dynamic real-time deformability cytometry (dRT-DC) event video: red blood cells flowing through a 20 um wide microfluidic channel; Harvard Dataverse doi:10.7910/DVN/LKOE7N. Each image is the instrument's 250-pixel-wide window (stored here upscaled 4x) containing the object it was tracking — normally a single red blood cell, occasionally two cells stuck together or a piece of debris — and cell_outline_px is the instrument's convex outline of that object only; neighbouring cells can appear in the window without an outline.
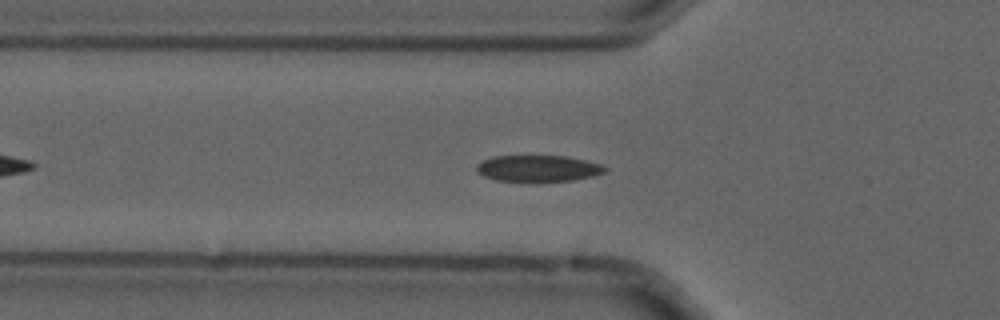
{"species": "common noctule bat (a hibernating species)", "species_latin": "Nyctalus noctula", "temperature_condition": "cold", "stored_images_in_passage": 42, "camera_frame_rate_fps": 3000, "um_per_image_px": 0.085, "animal": {"sex": "male", "forearm_length_mm": 52.5}, "frame": {"image": 1, "passage_image": 10, "time_ms": 3.0, "image_size_px": [1000, 320], "cell_outline_px": [[608, 168], [604, 172], [592, 176], [572, 180], [536, 184], [532, 184], [496, 180], [484, 176], [476, 172], [476, 164], [492, 156], [568, 156], [604, 164]], "centroid_in_image_um": [45.74, 14.35], "position_along_channel_um": 80.1, "area_um2": 20.63}}
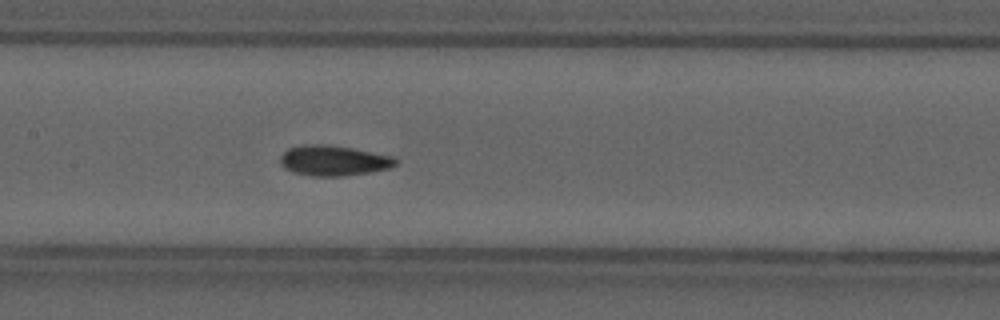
{"frame": {"image": 2, "passage_image": 18, "time_ms": 5.667, "image_size_px": [1000, 320], "cell_outline_px": [[400, 160], [396, 164], [388, 168], [368, 172], [344, 176], [312, 176], [292, 172], [284, 168], [280, 164], [280, 156], [288, 148], [304, 144], [328, 144], [352, 148], [392, 156]], "centroid_in_image_um": [28.32, 13.64], "position_along_channel_um": 179.1, "area_um2": 20.46}}
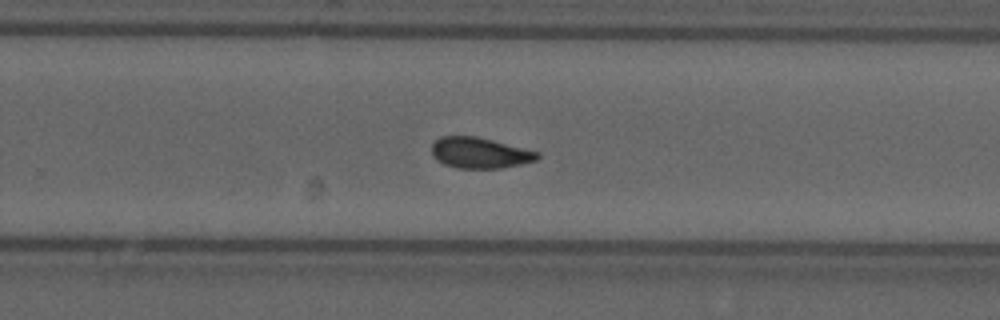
{"frame": {"image": 3, "passage_image": 27, "time_ms": 8.667, "image_size_px": [1000, 320], "cell_outline_px": [[540, 156], [536, 160], [520, 164], [500, 168], [456, 168], [444, 164], [436, 160], [432, 156], [432, 144], [440, 136], [476, 136], [540, 152]], "centroid_in_image_um": [40.75, 12.99], "position_along_channel_um": 289.0, "area_um2": 18.96}, "authors_computed_cell_mechanics": {"area_um2": 19.7676, "velocity_mm_per_s": 3.6916, "shape_relaxation_time_tau1_ms": 8.0287, "shape_relaxation_time_tau2_ms": 2.6244, "deformation_change_tau1": 0.1646, "deformation_change_tau2": 0.0698}}